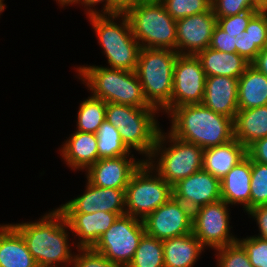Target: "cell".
I'll list each match as a JSON object with an SVG mask.
<instances>
[{
    "mask_svg": "<svg viewBox=\"0 0 267 267\" xmlns=\"http://www.w3.org/2000/svg\"><path fill=\"white\" fill-rule=\"evenodd\" d=\"M247 156V149L235 138L230 142L204 149L202 169L222 180Z\"/></svg>",
    "mask_w": 267,
    "mask_h": 267,
    "instance_id": "22",
    "label": "cell"
},
{
    "mask_svg": "<svg viewBox=\"0 0 267 267\" xmlns=\"http://www.w3.org/2000/svg\"><path fill=\"white\" fill-rule=\"evenodd\" d=\"M245 249L253 267H267V240L255 235L237 239Z\"/></svg>",
    "mask_w": 267,
    "mask_h": 267,
    "instance_id": "36",
    "label": "cell"
},
{
    "mask_svg": "<svg viewBox=\"0 0 267 267\" xmlns=\"http://www.w3.org/2000/svg\"><path fill=\"white\" fill-rule=\"evenodd\" d=\"M215 250L217 267H253L245 249L238 241Z\"/></svg>",
    "mask_w": 267,
    "mask_h": 267,
    "instance_id": "34",
    "label": "cell"
},
{
    "mask_svg": "<svg viewBox=\"0 0 267 267\" xmlns=\"http://www.w3.org/2000/svg\"><path fill=\"white\" fill-rule=\"evenodd\" d=\"M86 190L77 198L67 201L58 209L62 213H94L97 211L125 214V190L102 188L86 181Z\"/></svg>",
    "mask_w": 267,
    "mask_h": 267,
    "instance_id": "15",
    "label": "cell"
},
{
    "mask_svg": "<svg viewBox=\"0 0 267 267\" xmlns=\"http://www.w3.org/2000/svg\"><path fill=\"white\" fill-rule=\"evenodd\" d=\"M172 196V186L144 161L126 187L125 214L143 220Z\"/></svg>",
    "mask_w": 267,
    "mask_h": 267,
    "instance_id": "9",
    "label": "cell"
},
{
    "mask_svg": "<svg viewBox=\"0 0 267 267\" xmlns=\"http://www.w3.org/2000/svg\"><path fill=\"white\" fill-rule=\"evenodd\" d=\"M60 154L72 170H87L98 161L96 134L74 131L62 145Z\"/></svg>",
    "mask_w": 267,
    "mask_h": 267,
    "instance_id": "21",
    "label": "cell"
},
{
    "mask_svg": "<svg viewBox=\"0 0 267 267\" xmlns=\"http://www.w3.org/2000/svg\"><path fill=\"white\" fill-rule=\"evenodd\" d=\"M144 161L134 158L133 154L99 159L85 170L86 179L98 187L126 190L133 173Z\"/></svg>",
    "mask_w": 267,
    "mask_h": 267,
    "instance_id": "16",
    "label": "cell"
},
{
    "mask_svg": "<svg viewBox=\"0 0 267 267\" xmlns=\"http://www.w3.org/2000/svg\"><path fill=\"white\" fill-rule=\"evenodd\" d=\"M98 160L130 156L131 150L124 144L119 130L106 119L96 132Z\"/></svg>",
    "mask_w": 267,
    "mask_h": 267,
    "instance_id": "29",
    "label": "cell"
},
{
    "mask_svg": "<svg viewBox=\"0 0 267 267\" xmlns=\"http://www.w3.org/2000/svg\"><path fill=\"white\" fill-rule=\"evenodd\" d=\"M178 53L169 49L140 48L135 73L148 104L170 113L173 72Z\"/></svg>",
    "mask_w": 267,
    "mask_h": 267,
    "instance_id": "4",
    "label": "cell"
},
{
    "mask_svg": "<svg viewBox=\"0 0 267 267\" xmlns=\"http://www.w3.org/2000/svg\"><path fill=\"white\" fill-rule=\"evenodd\" d=\"M164 133L160 129L153 152L147 162L168 184L173 186L202 170L204 149L180 140L170 132ZM168 142L171 144H168L167 148Z\"/></svg>",
    "mask_w": 267,
    "mask_h": 267,
    "instance_id": "6",
    "label": "cell"
},
{
    "mask_svg": "<svg viewBox=\"0 0 267 267\" xmlns=\"http://www.w3.org/2000/svg\"><path fill=\"white\" fill-rule=\"evenodd\" d=\"M168 115L172 118L169 132L202 149L220 146L234 139L233 120L215 113L202 103L176 107Z\"/></svg>",
    "mask_w": 267,
    "mask_h": 267,
    "instance_id": "2",
    "label": "cell"
},
{
    "mask_svg": "<svg viewBox=\"0 0 267 267\" xmlns=\"http://www.w3.org/2000/svg\"><path fill=\"white\" fill-rule=\"evenodd\" d=\"M11 225L21 234L38 267L72 265L74 254L68 244L67 232L70 227L58 208L46 213L38 221Z\"/></svg>",
    "mask_w": 267,
    "mask_h": 267,
    "instance_id": "1",
    "label": "cell"
},
{
    "mask_svg": "<svg viewBox=\"0 0 267 267\" xmlns=\"http://www.w3.org/2000/svg\"><path fill=\"white\" fill-rule=\"evenodd\" d=\"M70 231L78 236L77 248H92L118 218L116 213H63Z\"/></svg>",
    "mask_w": 267,
    "mask_h": 267,
    "instance_id": "19",
    "label": "cell"
},
{
    "mask_svg": "<svg viewBox=\"0 0 267 267\" xmlns=\"http://www.w3.org/2000/svg\"><path fill=\"white\" fill-rule=\"evenodd\" d=\"M144 234L143 221L124 214L118 216L92 249L102 254L110 262L127 267L132 261L139 241Z\"/></svg>",
    "mask_w": 267,
    "mask_h": 267,
    "instance_id": "10",
    "label": "cell"
},
{
    "mask_svg": "<svg viewBox=\"0 0 267 267\" xmlns=\"http://www.w3.org/2000/svg\"><path fill=\"white\" fill-rule=\"evenodd\" d=\"M267 105V76L251 64L238 78V110Z\"/></svg>",
    "mask_w": 267,
    "mask_h": 267,
    "instance_id": "27",
    "label": "cell"
},
{
    "mask_svg": "<svg viewBox=\"0 0 267 267\" xmlns=\"http://www.w3.org/2000/svg\"><path fill=\"white\" fill-rule=\"evenodd\" d=\"M56 2H58L62 7L69 6L70 4H79V0H56Z\"/></svg>",
    "mask_w": 267,
    "mask_h": 267,
    "instance_id": "45",
    "label": "cell"
},
{
    "mask_svg": "<svg viewBox=\"0 0 267 267\" xmlns=\"http://www.w3.org/2000/svg\"><path fill=\"white\" fill-rule=\"evenodd\" d=\"M79 254H75L72 267H123L112 263L102 254L95 252L92 248H77Z\"/></svg>",
    "mask_w": 267,
    "mask_h": 267,
    "instance_id": "37",
    "label": "cell"
},
{
    "mask_svg": "<svg viewBox=\"0 0 267 267\" xmlns=\"http://www.w3.org/2000/svg\"><path fill=\"white\" fill-rule=\"evenodd\" d=\"M155 108H138L131 105L106 103L105 119L114 125L124 144L132 151L151 156L160 131Z\"/></svg>",
    "mask_w": 267,
    "mask_h": 267,
    "instance_id": "7",
    "label": "cell"
},
{
    "mask_svg": "<svg viewBox=\"0 0 267 267\" xmlns=\"http://www.w3.org/2000/svg\"><path fill=\"white\" fill-rule=\"evenodd\" d=\"M260 10H249L236 15L217 18V25L225 32L237 36L242 33L250 19Z\"/></svg>",
    "mask_w": 267,
    "mask_h": 267,
    "instance_id": "38",
    "label": "cell"
},
{
    "mask_svg": "<svg viewBox=\"0 0 267 267\" xmlns=\"http://www.w3.org/2000/svg\"><path fill=\"white\" fill-rule=\"evenodd\" d=\"M262 6H264L267 3V0H257Z\"/></svg>",
    "mask_w": 267,
    "mask_h": 267,
    "instance_id": "47",
    "label": "cell"
},
{
    "mask_svg": "<svg viewBox=\"0 0 267 267\" xmlns=\"http://www.w3.org/2000/svg\"><path fill=\"white\" fill-rule=\"evenodd\" d=\"M127 267H164L162 240L144 234Z\"/></svg>",
    "mask_w": 267,
    "mask_h": 267,
    "instance_id": "31",
    "label": "cell"
},
{
    "mask_svg": "<svg viewBox=\"0 0 267 267\" xmlns=\"http://www.w3.org/2000/svg\"><path fill=\"white\" fill-rule=\"evenodd\" d=\"M229 206L221 199L193 211L192 233L204 247L215 250L237 242L230 232Z\"/></svg>",
    "mask_w": 267,
    "mask_h": 267,
    "instance_id": "11",
    "label": "cell"
},
{
    "mask_svg": "<svg viewBox=\"0 0 267 267\" xmlns=\"http://www.w3.org/2000/svg\"><path fill=\"white\" fill-rule=\"evenodd\" d=\"M241 38H237L236 53L250 64L267 46V10L258 11L248 22Z\"/></svg>",
    "mask_w": 267,
    "mask_h": 267,
    "instance_id": "28",
    "label": "cell"
},
{
    "mask_svg": "<svg viewBox=\"0 0 267 267\" xmlns=\"http://www.w3.org/2000/svg\"><path fill=\"white\" fill-rule=\"evenodd\" d=\"M211 8L216 18L236 15L249 10H262L257 0H211Z\"/></svg>",
    "mask_w": 267,
    "mask_h": 267,
    "instance_id": "35",
    "label": "cell"
},
{
    "mask_svg": "<svg viewBox=\"0 0 267 267\" xmlns=\"http://www.w3.org/2000/svg\"><path fill=\"white\" fill-rule=\"evenodd\" d=\"M87 18L103 48L108 68L135 71L141 47L132 34L126 14H96ZM120 18L119 24L116 19Z\"/></svg>",
    "mask_w": 267,
    "mask_h": 267,
    "instance_id": "5",
    "label": "cell"
},
{
    "mask_svg": "<svg viewBox=\"0 0 267 267\" xmlns=\"http://www.w3.org/2000/svg\"><path fill=\"white\" fill-rule=\"evenodd\" d=\"M217 18L209 11L187 16L176 21V52L181 55H197L208 48Z\"/></svg>",
    "mask_w": 267,
    "mask_h": 267,
    "instance_id": "14",
    "label": "cell"
},
{
    "mask_svg": "<svg viewBox=\"0 0 267 267\" xmlns=\"http://www.w3.org/2000/svg\"><path fill=\"white\" fill-rule=\"evenodd\" d=\"M103 2H104L103 9L101 11L99 10L97 11L95 9L96 4L98 5V3H103ZM80 3L82 6L85 5L84 7L87 9L86 10L87 16L96 15V14H110V0H79V4Z\"/></svg>",
    "mask_w": 267,
    "mask_h": 267,
    "instance_id": "43",
    "label": "cell"
},
{
    "mask_svg": "<svg viewBox=\"0 0 267 267\" xmlns=\"http://www.w3.org/2000/svg\"><path fill=\"white\" fill-rule=\"evenodd\" d=\"M208 76H229L239 78L250 65L242 56L235 53L221 52L210 47L196 55Z\"/></svg>",
    "mask_w": 267,
    "mask_h": 267,
    "instance_id": "25",
    "label": "cell"
},
{
    "mask_svg": "<svg viewBox=\"0 0 267 267\" xmlns=\"http://www.w3.org/2000/svg\"><path fill=\"white\" fill-rule=\"evenodd\" d=\"M168 14L175 20L211 9V0H160Z\"/></svg>",
    "mask_w": 267,
    "mask_h": 267,
    "instance_id": "32",
    "label": "cell"
},
{
    "mask_svg": "<svg viewBox=\"0 0 267 267\" xmlns=\"http://www.w3.org/2000/svg\"><path fill=\"white\" fill-rule=\"evenodd\" d=\"M4 0H0V15L6 8V4L3 2Z\"/></svg>",
    "mask_w": 267,
    "mask_h": 267,
    "instance_id": "46",
    "label": "cell"
},
{
    "mask_svg": "<svg viewBox=\"0 0 267 267\" xmlns=\"http://www.w3.org/2000/svg\"><path fill=\"white\" fill-rule=\"evenodd\" d=\"M206 75L196 55L178 54L173 72L170 112L179 106L202 103Z\"/></svg>",
    "mask_w": 267,
    "mask_h": 267,
    "instance_id": "12",
    "label": "cell"
},
{
    "mask_svg": "<svg viewBox=\"0 0 267 267\" xmlns=\"http://www.w3.org/2000/svg\"><path fill=\"white\" fill-rule=\"evenodd\" d=\"M251 65L267 76V46L259 52Z\"/></svg>",
    "mask_w": 267,
    "mask_h": 267,
    "instance_id": "44",
    "label": "cell"
},
{
    "mask_svg": "<svg viewBox=\"0 0 267 267\" xmlns=\"http://www.w3.org/2000/svg\"><path fill=\"white\" fill-rule=\"evenodd\" d=\"M172 191L174 198L194 211L221 200V180L202 169L177 182Z\"/></svg>",
    "mask_w": 267,
    "mask_h": 267,
    "instance_id": "17",
    "label": "cell"
},
{
    "mask_svg": "<svg viewBox=\"0 0 267 267\" xmlns=\"http://www.w3.org/2000/svg\"><path fill=\"white\" fill-rule=\"evenodd\" d=\"M263 8L267 10V3L263 6Z\"/></svg>",
    "mask_w": 267,
    "mask_h": 267,
    "instance_id": "48",
    "label": "cell"
},
{
    "mask_svg": "<svg viewBox=\"0 0 267 267\" xmlns=\"http://www.w3.org/2000/svg\"><path fill=\"white\" fill-rule=\"evenodd\" d=\"M241 37H243L242 33L237 36L231 35L216 25L211 36L209 47L221 52L235 53L237 38Z\"/></svg>",
    "mask_w": 267,
    "mask_h": 267,
    "instance_id": "39",
    "label": "cell"
},
{
    "mask_svg": "<svg viewBox=\"0 0 267 267\" xmlns=\"http://www.w3.org/2000/svg\"><path fill=\"white\" fill-rule=\"evenodd\" d=\"M258 225L259 234L256 237L267 240V205L254 207L246 212Z\"/></svg>",
    "mask_w": 267,
    "mask_h": 267,
    "instance_id": "40",
    "label": "cell"
},
{
    "mask_svg": "<svg viewBox=\"0 0 267 267\" xmlns=\"http://www.w3.org/2000/svg\"><path fill=\"white\" fill-rule=\"evenodd\" d=\"M142 221L145 234L165 240L192 232L193 211L172 196Z\"/></svg>",
    "mask_w": 267,
    "mask_h": 267,
    "instance_id": "13",
    "label": "cell"
},
{
    "mask_svg": "<svg viewBox=\"0 0 267 267\" xmlns=\"http://www.w3.org/2000/svg\"><path fill=\"white\" fill-rule=\"evenodd\" d=\"M164 267H193L205 247L191 232L162 240Z\"/></svg>",
    "mask_w": 267,
    "mask_h": 267,
    "instance_id": "24",
    "label": "cell"
},
{
    "mask_svg": "<svg viewBox=\"0 0 267 267\" xmlns=\"http://www.w3.org/2000/svg\"><path fill=\"white\" fill-rule=\"evenodd\" d=\"M267 205V165L252 161L250 209Z\"/></svg>",
    "mask_w": 267,
    "mask_h": 267,
    "instance_id": "33",
    "label": "cell"
},
{
    "mask_svg": "<svg viewBox=\"0 0 267 267\" xmlns=\"http://www.w3.org/2000/svg\"><path fill=\"white\" fill-rule=\"evenodd\" d=\"M76 131L96 134L106 115V102L92 96L83 100L77 113Z\"/></svg>",
    "mask_w": 267,
    "mask_h": 267,
    "instance_id": "30",
    "label": "cell"
},
{
    "mask_svg": "<svg viewBox=\"0 0 267 267\" xmlns=\"http://www.w3.org/2000/svg\"><path fill=\"white\" fill-rule=\"evenodd\" d=\"M233 126L234 138L246 149L256 140L267 137V105L238 110Z\"/></svg>",
    "mask_w": 267,
    "mask_h": 267,
    "instance_id": "26",
    "label": "cell"
},
{
    "mask_svg": "<svg viewBox=\"0 0 267 267\" xmlns=\"http://www.w3.org/2000/svg\"><path fill=\"white\" fill-rule=\"evenodd\" d=\"M79 79L85 83L94 98L106 103L153 108L145 99L142 86L135 71L112 69L103 66H79Z\"/></svg>",
    "mask_w": 267,
    "mask_h": 267,
    "instance_id": "3",
    "label": "cell"
},
{
    "mask_svg": "<svg viewBox=\"0 0 267 267\" xmlns=\"http://www.w3.org/2000/svg\"><path fill=\"white\" fill-rule=\"evenodd\" d=\"M144 0H110V14H126Z\"/></svg>",
    "mask_w": 267,
    "mask_h": 267,
    "instance_id": "42",
    "label": "cell"
},
{
    "mask_svg": "<svg viewBox=\"0 0 267 267\" xmlns=\"http://www.w3.org/2000/svg\"><path fill=\"white\" fill-rule=\"evenodd\" d=\"M0 267H38L21 234L11 224H0Z\"/></svg>",
    "mask_w": 267,
    "mask_h": 267,
    "instance_id": "23",
    "label": "cell"
},
{
    "mask_svg": "<svg viewBox=\"0 0 267 267\" xmlns=\"http://www.w3.org/2000/svg\"><path fill=\"white\" fill-rule=\"evenodd\" d=\"M126 16L141 48L176 51V21L160 0H144Z\"/></svg>",
    "mask_w": 267,
    "mask_h": 267,
    "instance_id": "8",
    "label": "cell"
},
{
    "mask_svg": "<svg viewBox=\"0 0 267 267\" xmlns=\"http://www.w3.org/2000/svg\"><path fill=\"white\" fill-rule=\"evenodd\" d=\"M252 160L246 156L221 180V199L230 205L241 204L250 210Z\"/></svg>",
    "mask_w": 267,
    "mask_h": 267,
    "instance_id": "20",
    "label": "cell"
},
{
    "mask_svg": "<svg viewBox=\"0 0 267 267\" xmlns=\"http://www.w3.org/2000/svg\"><path fill=\"white\" fill-rule=\"evenodd\" d=\"M202 104L234 121L238 111V79L221 75L206 77Z\"/></svg>",
    "mask_w": 267,
    "mask_h": 267,
    "instance_id": "18",
    "label": "cell"
},
{
    "mask_svg": "<svg viewBox=\"0 0 267 267\" xmlns=\"http://www.w3.org/2000/svg\"><path fill=\"white\" fill-rule=\"evenodd\" d=\"M247 156L255 162L267 165V137L256 140L247 148Z\"/></svg>",
    "mask_w": 267,
    "mask_h": 267,
    "instance_id": "41",
    "label": "cell"
}]
</instances>
